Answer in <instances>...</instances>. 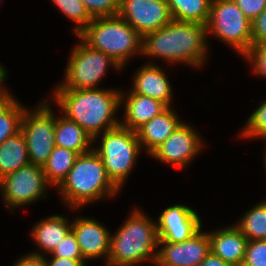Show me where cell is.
Instances as JSON below:
<instances>
[{
  "label": "cell",
  "instance_id": "2",
  "mask_svg": "<svg viewBox=\"0 0 266 266\" xmlns=\"http://www.w3.org/2000/svg\"><path fill=\"white\" fill-rule=\"evenodd\" d=\"M207 35L204 24L172 20L142 37V54L199 67L207 55Z\"/></svg>",
  "mask_w": 266,
  "mask_h": 266
},
{
  "label": "cell",
  "instance_id": "35",
  "mask_svg": "<svg viewBox=\"0 0 266 266\" xmlns=\"http://www.w3.org/2000/svg\"><path fill=\"white\" fill-rule=\"evenodd\" d=\"M39 252L26 255L16 262L14 266H48L46 258Z\"/></svg>",
  "mask_w": 266,
  "mask_h": 266
},
{
  "label": "cell",
  "instance_id": "15",
  "mask_svg": "<svg viewBox=\"0 0 266 266\" xmlns=\"http://www.w3.org/2000/svg\"><path fill=\"white\" fill-rule=\"evenodd\" d=\"M71 224L83 258L87 261L105 256L107 262L111 233L94 219L82 217L75 219Z\"/></svg>",
  "mask_w": 266,
  "mask_h": 266
},
{
  "label": "cell",
  "instance_id": "32",
  "mask_svg": "<svg viewBox=\"0 0 266 266\" xmlns=\"http://www.w3.org/2000/svg\"><path fill=\"white\" fill-rule=\"evenodd\" d=\"M248 61L253 62V71L261 76L266 77V41L259 43L256 46H251V49L244 55Z\"/></svg>",
  "mask_w": 266,
  "mask_h": 266
},
{
  "label": "cell",
  "instance_id": "11",
  "mask_svg": "<svg viewBox=\"0 0 266 266\" xmlns=\"http://www.w3.org/2000/svg\"><path fill=\"white\" fill-rule=\"evenodd\" d=\"M118 15L142 37L173 20L166 0H120Z\"/></svg>",
  "mask_w": 266,
  "mask_h": 266
},
{
  "label": "cell",
  "instance_id": "10",
  "mask_svg": "<svg viewBox=\"0 0 266 266\" xmlns=\"http://www.w3.org/2000/svg\"><path fill=\"white\" fill-rule=\"evenodd\" d=\"M47 185L49 183L43 168L35 164H28L0 179V190L10 209L31 204L42 196L46 197L44 192Z\"/></svg>",
  "mask_w": 266,
  "mask_h": 266
},
{
  "label": "cell",
  "instance_id": "7",
  "mask_svg": "<svg viewBox=\"0 0 266 266\" xmlns=\"http://www.w3.org/2000/svg\"><path fill=\"white\" fill-rule=\"evenodd\" d=\"M251 23L233 0H212L207 33L212 31L243 56L252 46Z\"/></svg>",
  "mask_w": 266,
  "mask_h": 266
},
{
  "label": "cell",
  "instance_id": "21",
  "mask_svg": "<svg viewBox=\"0 0 266 266\" xmlns=\"http://www.w3.org/2000/svg\"><path fill=\"white\" fill-rule=\"evenodd\" d=\"M32 228V236L36 244L44 252H51L62 242V239L72 230L64 215H54L41 220Z\"/></svg>",
  "mask_w": 266,
  "mask_h": 266
},
{
  "label": "cell",
  "instance_id": "12",
  "mask_svg": "<svg viewBox=\"0 0 266 266\" xmlns=\"http://www.w3.org/2000/svg\"><path fill=\"white\" fill-rule=\"evenodd\" d=\"M191 127L182 122L150 155L161 162L185 167L204 145L199 134Z\"/></svg>",
  "mask_w": 266,
  "mask_h": 266
},
{
  "label": "cell",
  "instance_id": "3",
  "mask_svg": "<svg viewBox=\"0 0 266 266\" xmlns=\"http://www.w3.org/2000/svg\"><path fill=\"white\" fill-rule=\"evenodd\" d=\"M138 209L131 212L118 232L110 237L108 266H133L150 260L156 263L159 247L157 224Z\"/></svg>",
  "mask_w": 266,
  "mask_h": 266
},
{
  "label": "cell",
  "instance_id": "28",
  "mask_svg": "<svg viewBox=\"0 0 266 266\" xmlns=\"http://www.w3.org/2000/svg\"><path fill=\"white\" fill-rule=\"evenodd\" d=\"M243 137H261L266 140V101L251 114L245 129L240 134Z\"/></svg>",
  "mask_w": 266,
  "mask_h": 266
},
{
  "label": "cell",
  "instance_id": "4",
  "mask_svg": "<svg viewBox=\"0 0 266 266\" xmlns=\"http://www.w3.org/2000/svg\"><path fill=\"white\" fill-rule=\"evenodd\" d=\"M65 203L71 208L113 196L119 188L108 177L102 159L92 149L79 154L67 177L58 186Z\"/></svg>",
  "mask_w": 266,
  "mask_h": 266
},
{
  "label": "cell",
  "instance_id": "6",
  "mask_svg": "<svg viewBox=\"0 0 266 266\" xmlns=\"http://www.w3.org/2000/svg\"><path fill=\"white\" fill-rule=\"evenodd\" d=\"M99 148L93 150L102 159L108 177L120 189L140 153L136 131L122 125L102 132Z\"/></svg>",
  "mask_w": 266,
  "mask_h": 266
},
{
  "label": "cell",
  "instance_id": "16",
  "mask_svg": "<svg viewBox=\"0 0 266 266\" xmlns=\"http://www.w3.org/2000/svg\"><path fill=\"white\" fill-rule=\"evenodd\" d=\"M208 236L210 250L214 255L219 256L231 266L243 265L248 240L236 225L210 232Z\"/></svg>",
  "mask_w": 266,
  "mask_h": 266
},
{
  "label": "cell",
  "instance_id": "20",
  "mask_svg": "<svg viewBox=\"0 0 266 266\" xmlns=\"http://www.w3.org/2000/svg\"><path fill=\"white\" fill-rule=\"evenodd\" d=\"M55 146L66 148L84 154L93 148L90 145L93 138L77 123L64 115L55 117ZM91 146V148H89Z\"/></svg>",
  "mask_w": 266,
  "mask_h": 266
},
{
  "label": "cell",
  "instance_id": "22",
  "mask_svg": "<svg viewBox=\"0 0 266 266\" xmlns=\"http://www.w3.org/2000/svg\"><path fill=\"white\" fill-rule=\"evenodd\" d=\"M28 164L27 144L21 131L0 144V179Z\"/></svg>",
  "mask_w": 266,
  "mask_h": 266
},
{
  "label": "cell",
  "instance_id": "26",
  "mask_svg": "<svg viewBox=\"0 0 266 266\" xmlns=\"http://www.w3.org/2000/svg\"><path fill=\"white\" fill-rule=\"evenodd\" d=\"M25 110L14 98L0 110V144L21 131Z\"/></svg>",
  "mask_w": 266,
  "mask_h": 266
},
{
  "label": "cell",
  "instance_id": "31",
  "mask_svg": "<svg viewBox=\"0 0 266 266\" xmlns=\"http://www.w3.org/2000/svg\"><path fill=\"white\" fill-rule=\"evenodd\" d=\"M54 257L85 260L81 254L76 236L71 230L62 242L51 252Z\"/></svg>",
  "mask_w": 266,
  "mask_h": 266
},
{
  "label": "cell",
  "instance_id": "34",
  "mask_svg": "<svg viewBox=\"0 0 266 266\" xmlns=\"http://www.w3.org/2000/svg\"><path fill=\"white\" fill-rule=\"evenodd\" d=\"M252 46L266 41V8L252 20Z\"/></svg>",
  "mask_w": 266,
  "mask_h": 266
},
{
  "label": "cell",
  "instance_id": "33",
  "mask_svg": "<svg viewBox=\"0 0 266 266\" xmlns=\"http://www.w3.org/2000/svg\"><path fill=\"white\" fill-rule=\"evenodd\" d=\"M243 14L250 20H254L265 8L266 0H233Z\"/></svg>",
  "mask_w": 266,
  "mask_h": 266
},
{
  "label": "cell",
  "instance_id": "30",
  "mask_svg": "<svg viewBox=\"0 0 266 266\" xmlns=\"http://www.w3.org/2000/svg\"><path fill=\"white\" fill-rule=\"evenodd\" d=\"M242 266H266V239L248 241Z\"/></svg>",
  "mask_w": 266,
  "mask_h": 266
},
{
  "label": "cell",
  "instance_id": "8",
  "mask_svg": "<svg viewBox=\"0 0 266 266\" xmlns=\"http://www.w3.org/2000/svg\"><path fill=\"white\" fill-rule=\"evenodd\" d=\"M109 65L121 69L110 56L91 48L81 39L70 55L64 82L56 89H97Z\"/></svg>",
  "mask_w": 266,
  "mask_h": 266
},
{
  "label": "cell",
  "instance_id": "39",
  "mask_svg": "<svg viewBox=\"0 0 266 266\" xmlns=\"http://www.w3.org/2000/svg\"><path fill=\"white\" fill-rule=\"evenodd\" d=\"M6 70H5V68H3V66L2 65H0V88H2L1 86V84L5 81V79H6Z\"/></svg>",
  "mask_w": 266,
  "mask_h": 266
},
{
  "label": "cell",
  "instance_id": "13",
  "mask_svg": "<svg viewBox=\"0 0 266 266\" xmlns=\"http://www.w3.org/2000/svg\"><path fill=\"white\" fill-rule=\"evenodd\" d=\"M163 247L158 250V266H199L211 252L208 233L201 229L184 242L171 243L159 241Z\"/></svg>",
  "mask_w": 266,
  "mask_h": 266
},
{
  "label": "cell",
  "instance_id": "5",
  "mask_svg": "<svg viewBox=\"0 0 266 266\" xmlns=\"http://www.w3.org/2000/svg\"><path fill=\"white\" fill-rule=\"evenodd\" d=\"M77 37L110 56L121 68L133 53L142 54V36L119 15L93 18Z\"/></svg>",
  "mask_w": 266,
  "mask_h": 266
},
{
  "label": "cell",
  "instance_id": "25",
  "mask_svg": "<svg viewBox=\"0 0 266 266\" xmlns=\"http://www.w3.org/2000/svg\"><path fill=\"white\" fill-rule=\"evenodd\" d=\"M236 226L248 241L266 239V201L246 212Z\"/></svg>",
  "mask_w": 266,
  "mask_h": 266
},
{
  "label": "cell",
  "instance_id": "38",
  "mask_svg": "<svg viewBox=\"0 0 266 266\" xmlns=\"http://www.w3.org/2000/svg\"><path fill=\"white\" fill-rule=\"evenodd\" d=\"M12 99L13 97L9 94V92L4 91V88H0V110L4 108Z\"/></svg>",
  "mask_w": 266,
  "mask_h": 266
},
{
  "label": "cell",
  "instance_id": "18",
  "mask_svg": "<svg viewBox=\"0 0 266 266\" xmlns=\"http://www.w3.org/2000/svg\"><path fill=\"white\" fill-rule=\"evenodd\" d=\"M170 108L168 107L136 130L141 147L145 146L149 155L182 123Z\"/></svg>",
  "mask_w": 266,
  "mask_h": 266
},
{
  "label": "cell",
  "instance_id": "29",
  "mask_svg": "<svg viewBox=\"0 0 266 266\" xmlns=\"http://www.w3.org/2000/svg\"><path fill=\"white\" fill-rule=\"evenodd\" d=\"M92 18L118 15L120 0H81Z\"/></svg>",
  "mask_w": 266,
  "mask_h": 266
},
{
  "label": "cell",
  "instance_id": "9",
  "mask_svg": "<svg viewBox=\"0 0 266 266\" xmlns=\"http://www.w3.org/2000/svg\"><path fill=\"white\" fill-rule=\"evenodd\" d=\"M25 110L21 132L26 140L30 164L43 167L55 147V115L44 101L30 113Z\"/></svg>",
  "mask_w": 266,
  "mask_h": 266
},
{
  "label": "cell",
  "instance_id": "36",
  "mask_svg": "<svg viewBox=\"0 0 266 266\" xmlns=\"http://www.w3.org/2000/svg\"><path fill=\"white\" fill-rule=\"evenodd\" d=\"M48 266H85L86 260H72L69 258H61L52 256L51 260H47Z\"/></svg>",
  "mask_w": 266,
  "mask_h": 266
},
{
  "label": "cell",
  "instance_id": "24",
  "mask_svg": "<svg viewBox=\"0 0 266 266\" xmlns=\"http://www.w3.org/2000/svg\"><path fill=\"white\" fill-rule=\"evenodd\" d=\"M78 155L75 151L55 146L42 167L47 182L58 187L67 177Z\"/></svg>",
  "mask_w": 266,
  "mask_h": 266
},
{
  "label": "cell",
  "instance_id": "37",
  "mask_svg": "<svg viewBox=\"0 0 266 266\" xmlns=\"http://www.w3.org/2000/svg\"><path fill=\"white\" fill-rule=\"evenodd\" d=\"M199 266H231L229 263L222 260L219 256L210 252Z\"/></svg>",
  "mask_w": 266,
  "mask_h": 266
},
{
  "label": "cell",
  "instance_id": "19",
  "mask_svg": "<svg viewBox=\"0 0 266 266\" xmlns=\"http://www.w3.org/2000/svg\"><path fill=\"white\" fill-rule=\"evenodd\" d=\"M126 97L125 121L120 122V125L133 131L168 108L158 100L131 91Z\"/></svg>",
  "mask_w": 266,
  "mask_h": 266
},
{
  "label": "cell",
  "instance_id": "14",
  "mask_svg": "<svg viewBox=\"0 0 266 266\" xmlns=\"http://www.w3.org/2000/svg\"><path fill=\"white\" fill-rule=\"evenodd\" d=\"M156 224L159 241L171 243L190 239L202 226L196 211L181 204L166 208Z\"/></svg>",
  "mask_w": 266,
  "mask_h": 266
},
{
  "label": "cell",
  "instance_id": "1",
  "mask_svg": "<svg viewBox=\"0 0 266 266\" xmlns=\"http://www.w3.org/2000/svg\"><path fill=\"white\" fill-rule=\"evenodd\" d=\"M55 102L64 111L65 117L77 123L93 141L102 130L120 125L114 114L123 102L121 91L113 89H55Z\"/></svg>",
  "mask_w": 266,
  "mask_h": 266
},
{
  "label": "cell",
  "instance_id": "27",
  "mask_svg": "<svg viewBox=\"0 0 266 266\" xmlns=\"http://www.w3.org/2000/svg\"><path fill=\"white\" fill-rule=\"evenodd\" d=\"M65 16L77 23L74 31L79 35L92 21L81 0H52Z\"/></svg>",
  "mask_w": 266,
  "mask_h": 266
},
{
  "label": "cell",
  "instance_id": "23",
  "mask_svg": "<svg viewBox=\"0 0 266 266\" xmlns=\"http://www.w3.org/2000/svg\"><path fill=\"white\" fill-rule=\"evenodd\" d=\"M173 20L206 25L212 0H166Z\"/></svg>",
  "mask_w": 266,
  "mask_h": 266
},
{
  "label": "cell",
  "instance_id": "17",
  "mask_svg": "<svg viewBox=\"0 0 266 266\" xmlns=\"http://www.w3.org/2000/svg\"><path fill=\"white\" fill-rule=\"evenodd\" d=\"M131 92L149 96L170 107L172 90L170 82L162 69L154 64H146L139 69L134 77Z\"/></svg>",
  "mask_w": 266,
  "mask_h": 266
}]
</instances>
